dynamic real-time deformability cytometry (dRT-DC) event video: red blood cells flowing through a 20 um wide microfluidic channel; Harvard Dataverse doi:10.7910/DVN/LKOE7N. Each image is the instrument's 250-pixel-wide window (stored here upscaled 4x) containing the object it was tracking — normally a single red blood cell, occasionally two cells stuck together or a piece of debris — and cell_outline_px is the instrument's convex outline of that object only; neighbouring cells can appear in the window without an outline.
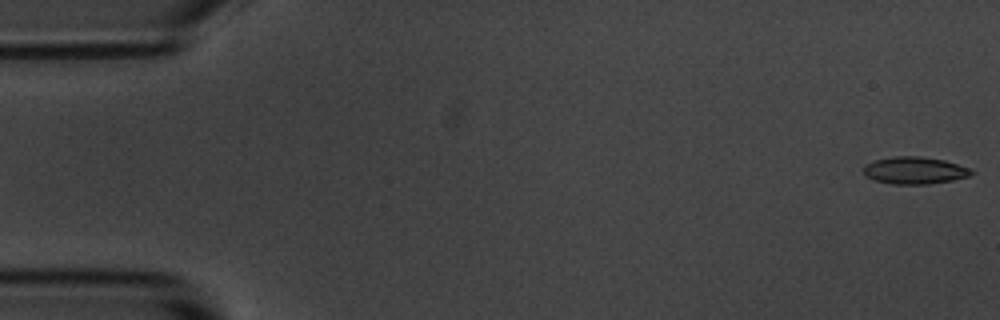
{"species": "common noctule bat (a hibernating species)", "species_latin": "Nyctalus noctula", "temperature_condition": "room temperature", "stored_images_in_passage": 6, "segment_of_instrument_passage": [1, 2], "camera_frame_rate_fps": 3000, "um_per_image_px": 0.085, "animal": {"sex": "male", "body_mass_g": 20.1, "forearm_length_mm": 53.5}, "frame": {"image": 1, "passage_image": 1, "time_ms": 0.0, "image_size_px": [1000, 320], "cell_outline_px": [[976, 172], [968, 176], [952, 180], [928, 184], [892, 184], [876, 180], [864, 176], [864, 164], [872, 160], [892, 156], [920, 156], [944, 160], [972, 168]], "centroid_in_image_um": [77.74, 14.47], "position_along_channel_um": 7.3, "area_um2": 17.28}}